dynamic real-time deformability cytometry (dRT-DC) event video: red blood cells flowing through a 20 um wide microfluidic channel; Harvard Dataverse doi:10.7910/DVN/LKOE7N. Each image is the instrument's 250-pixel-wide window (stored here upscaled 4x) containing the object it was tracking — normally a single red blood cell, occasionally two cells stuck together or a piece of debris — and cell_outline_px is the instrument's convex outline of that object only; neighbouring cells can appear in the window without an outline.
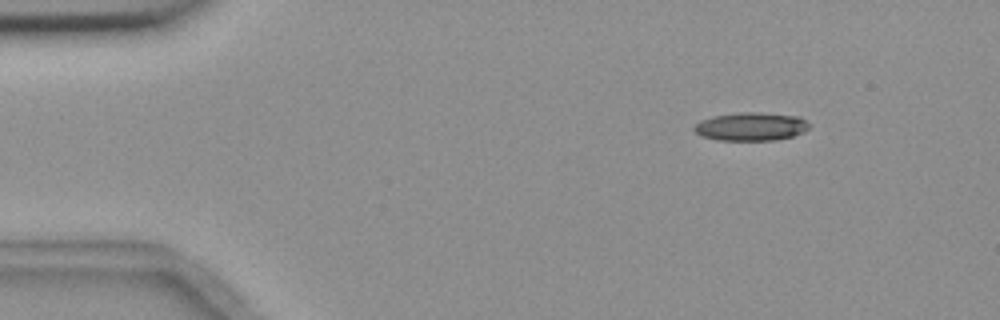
{"species": "common noctule bat (a hibernating species)", "species_latin": "Nyctalus noctula", "temperature_condition": "room temperature", "stored_images_in_passage": 4, "camera_frame_rate_fps": 3000, "um_per_image_px": 0.085, "animal": {"sex": "female", "body_mass_g": 18.4}, "frame": {"image": 1, "passage_image": 1, "time_ms": 0.0, "image_size_px": [1000, 320], "cell_outline_px": [[808, 128], [804, 132], [792, 136], [776, 140], [716, 140], [700, 136], [692, 128], [700, 120], [712, 116], [736, 112], [760, 112], [800, 116], [808, 124]], "centroid_in_image_um": [63.8, 10.75], "position_along_channel_um": 21.2, "area_um2": 19.13}}
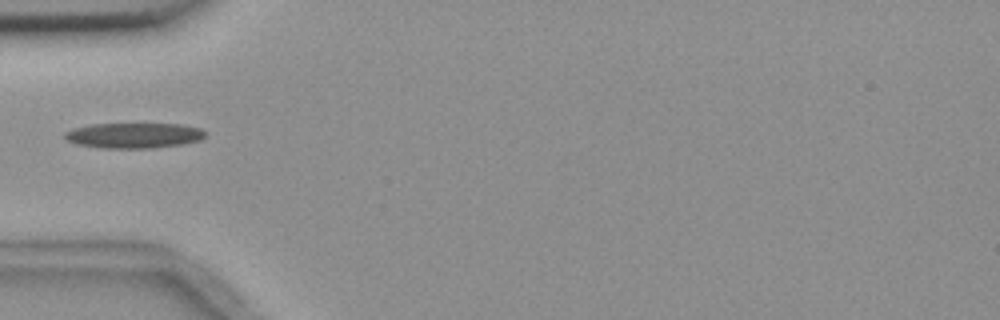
{"frame": {"image": 2, "passage_image": 4, "time_ms": 3.667, "image_size_px": [1000, 320], "cell_outline_px": [[204, 136], [200, 140], [180, 144], [152, 148], [104, 148], [80, 144], [68, 140], [64, 136], [64, 132], [72, 128], [92, 124], [184, 124], [200, 128], [204, 132]], "centroid_in_image_um": [11.37, 11.5], "position_along_channel_um": 73.6, "area_um2": 20.52}}